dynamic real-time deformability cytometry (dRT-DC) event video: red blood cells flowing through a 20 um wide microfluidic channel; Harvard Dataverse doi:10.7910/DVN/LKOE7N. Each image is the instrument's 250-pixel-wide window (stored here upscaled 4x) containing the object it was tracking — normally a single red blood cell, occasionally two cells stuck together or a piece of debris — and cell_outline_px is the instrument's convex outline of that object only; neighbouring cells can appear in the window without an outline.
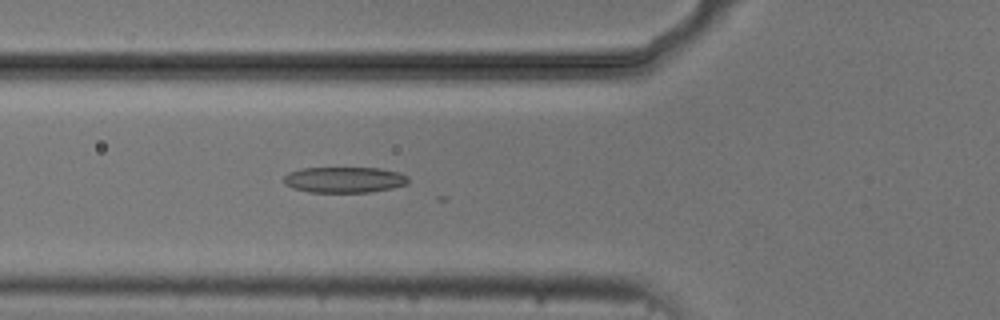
{"species": "common noctule bat (a hibernating species)", "species_latin": "Nyctalus noctula", "temperature_condition": "cold", "stored_images_in_passage": 5, "camera_frame_rate_fps": 3000, "um_per_image_px": 0.085, "animal": {"sex": "male", "body_mass_g": 20.5, "forearm_length_mm": 52.5}, "frame": {"image": 1, "passage_image": 5, "time_ms": 5.667, "image_size_px": [1000, 320], "cell_outline_px": [[408, 184], [392, 188], [368, 192], [308, 192], [292, 188], [284, 184], [284, 176], [288, 172], [300, 168], [380, 168], [400, 172], [408, 176]], "centroid_in_image_um": [29.26, 15.27], "position_along_channel_um": 96.5, "area_um2": 18.9}}